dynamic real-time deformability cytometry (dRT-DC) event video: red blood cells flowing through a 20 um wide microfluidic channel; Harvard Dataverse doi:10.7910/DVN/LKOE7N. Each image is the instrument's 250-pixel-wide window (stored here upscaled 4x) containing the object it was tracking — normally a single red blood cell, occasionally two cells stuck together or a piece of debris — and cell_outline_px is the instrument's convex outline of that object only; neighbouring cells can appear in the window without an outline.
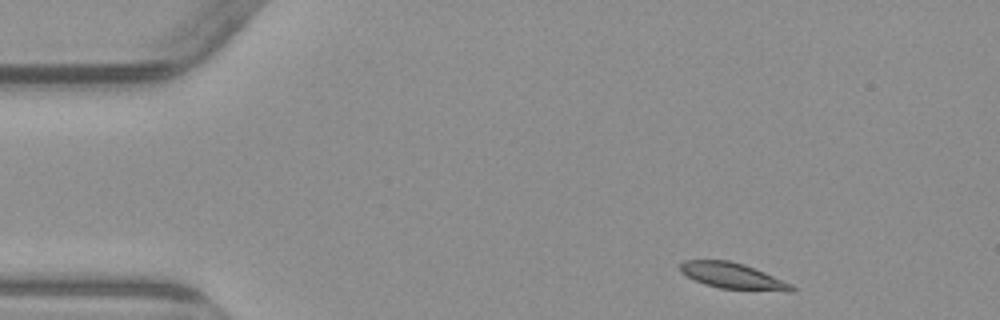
{"species": "common noctule bat (a hibernating species)", "species_latin": "Nyctalus noctula", "temperature_condition": "warm", "stored_images_in_passage": 6, "camera_frame_rate_fps": 3000, "um_per_image_px": 0.085, "animal": {"sex": "male", "body_mass_g": 23.1, "forearm_length_mm": 52.7}, "frame": {"image": 1, "passage_image": 1, "time_ms": 0.0, "image_size_px": [1000, 320], "cell_outline_px": [[796, 288], [792, 292], [788, 292], [720, 288], [704, 284], [680, 272], [680, 264], [684, 260], [728, 260], [744, 264], [764, 272], [792, 284]], "centroid_in_image_um": [62.3, 23.46], "position_along_channel_um": 22.7, "area_um2": 16.82}}
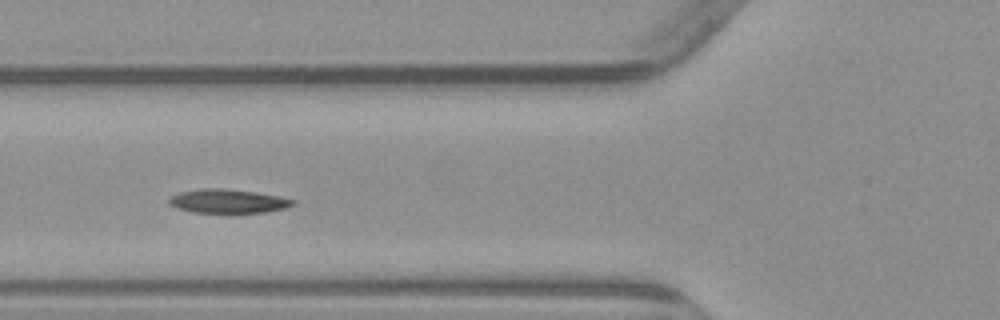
{"frame": {"image": 2, "passage_image": 4, "time_ms": 4.333, "image_size_px": [1000, 320], "cell_outline_px": [[296, 204], [284, 208], [264, 212], [192, 212], [176, 208], [168, 204], [168, 200], [172, 196], [180, 192], [200, 188], [220, 188], [256, 192], [296, 200]], "centroid_in_image_um": [19.34, 17.09], "position_along_channel_um": 106.5, "area_um2": 17.05}}
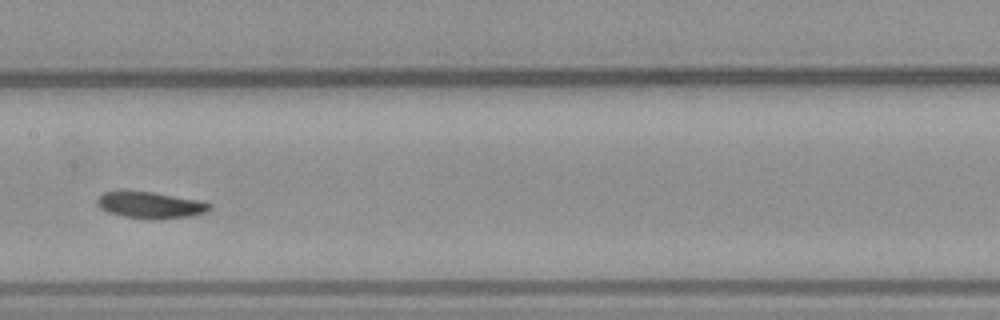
{"frame": {"image": 3, "passage_image": 6, "time_ms": 6.667, "image_size_px": [1000, 320], "cell_outline_px": [[212, 208], [204, 212], [192, 216], [124, 216], [108, 212], [100, 208], [96, 204], [96, 200], [104, 192], [152, 192], [200, 200], [212, 204]], "centroid_in_image_um": [12.79, 17.39], "position_along_channel_um": 194.6, "area_um2": 16.24}}